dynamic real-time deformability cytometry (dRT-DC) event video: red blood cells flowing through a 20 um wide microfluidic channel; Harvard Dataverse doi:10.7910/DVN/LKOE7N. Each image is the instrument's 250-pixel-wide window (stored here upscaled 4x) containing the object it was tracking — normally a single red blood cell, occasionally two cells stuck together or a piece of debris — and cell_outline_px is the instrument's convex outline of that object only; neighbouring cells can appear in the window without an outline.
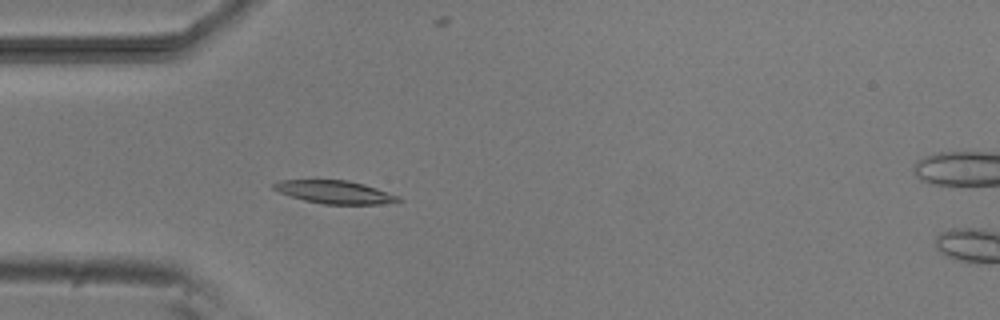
{"species": "common noctule bat (a hibernating species)", "species_latin": "Nyctalus noctula", "temperature_condition": "room temperature", "stored_images_in_passage": 6, "camera_frame_rate_fps": 3000, "um_per_image_px": 0.085, "animal": {"sex": "male", "body_mass_g": 20.5, "forearm_length_mm": 52.5}, "frame": {"image": 1, "passage_image": 5, "time_ms": 4.667, "image_size_px": [1000, 320], "cell_outline_px": [[404, 200], [380, 204], [324, 204], [304, 200], [280, 192], [272, 188], [272, 184], [280, 180], [348, 180], [364, 184], [400, 196]], "centroid_in_image_um": [28.47, 16.32], "position_along_channel_um": 56.5, "area_um2": 16.59}}